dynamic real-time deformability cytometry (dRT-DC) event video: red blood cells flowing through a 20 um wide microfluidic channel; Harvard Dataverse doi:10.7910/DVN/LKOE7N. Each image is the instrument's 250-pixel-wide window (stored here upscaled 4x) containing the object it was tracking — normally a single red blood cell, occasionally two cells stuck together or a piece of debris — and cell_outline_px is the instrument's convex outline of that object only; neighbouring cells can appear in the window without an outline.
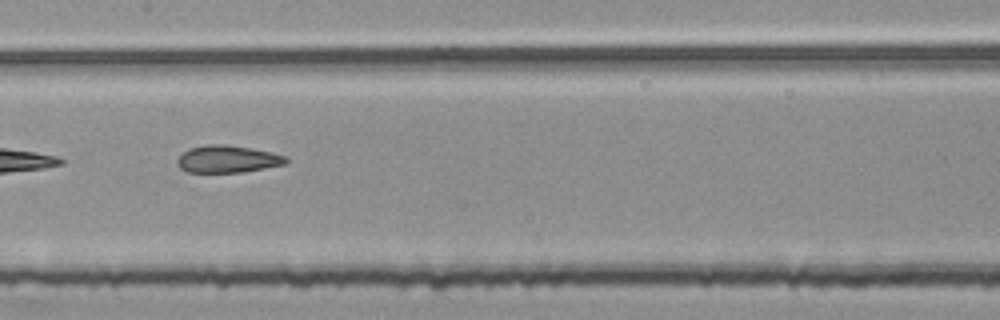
{"species": "common noctule bat (a hibernating species)", "species_latin": "Nyctalus noctula", "temperature_condition": "room temperature", "stored_images_in_passage": 7, "camera_frame_rate_fps": 3000, "um_per_image_px": 0.085, "animal": {"sex": "female", "body_mass_g": 25.1}, "frame": {"image": 1, "passage_image": 6, "time_ms": 1.667, "image_size_px": [1000, 320], "cell_outline_px": [[288, 160], [284, 164], [244, 172], [188, 172], [180, 168], [176, 164], [176, 160], [188, 148], [208, 144], [224, 144], [252, 148], [284, 156]], "centroid_in_image_um": [19.28, 13.52], "position_along_channel_um": 188.1, "area_um2": 17.11}}
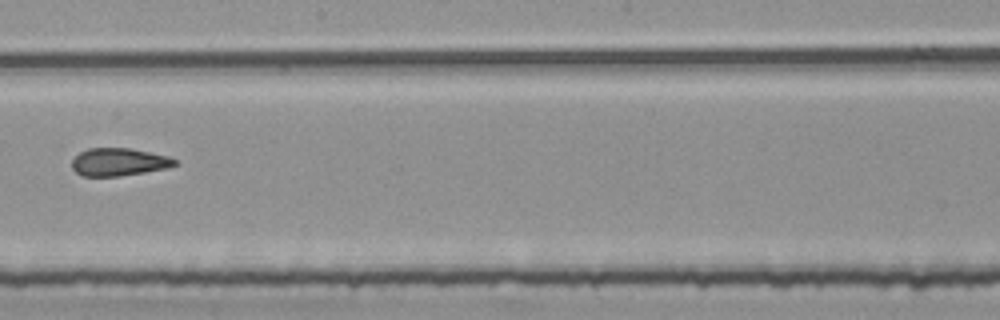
{"frame": {"image": 2, "passage_image": 7, "time_ms": 2.0, "image_size_px": [1000, 320], "cell_outline_px": [[180, 164], [168, 168], [120, 176], [80, 176], [72, 168], [72, 160], [80, 152], [88, 148], [132, 148], [168, 156], [180, 160]], "centroid_in_image_um": [10.15, 13.77], "position_along_channel_um": 238.0, "area_um2": 16.88}}